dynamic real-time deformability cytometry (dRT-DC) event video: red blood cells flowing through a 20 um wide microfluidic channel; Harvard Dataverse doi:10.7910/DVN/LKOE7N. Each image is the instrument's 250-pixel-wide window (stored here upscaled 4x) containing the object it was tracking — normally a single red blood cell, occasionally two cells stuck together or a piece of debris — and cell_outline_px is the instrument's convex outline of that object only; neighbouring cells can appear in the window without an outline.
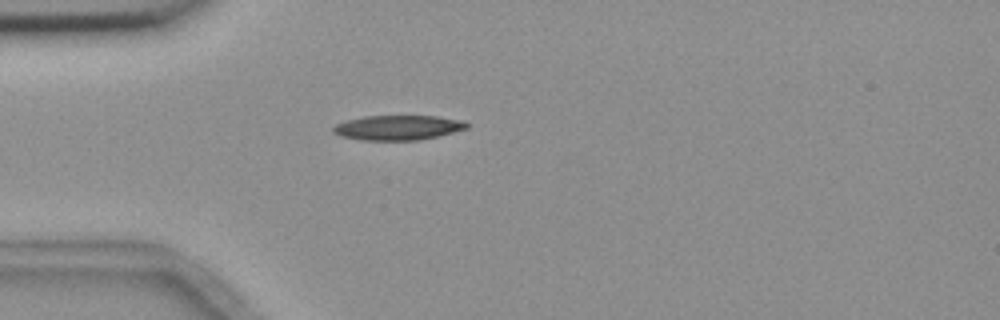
{"species": "common noctule bat (a hibernating species)", "species_latin": "Nyctalus noctula", "temperature_condition": "room temperature", "stored_images_in_passage": 2, "camera_frame_rate_fps": 3000, "um_per_image_px": 0.085, "animal": {"sex": "female", "body_mass_g": 18.4}, "frame": {"image": 1, "passage_image": 1, "time_ms": 0.0, "image_size_px": [1000, 320], "cell_outline_px": [[468, 128], [440, 136], [420, 140], [360, 140], [340, 136], [332, 132], [332, 128], [336, 124], [348, 120], [364, 116], [436, 116], [460, 120], [468, 124]], "centroid_in_image_um": [33.81, 10.85], "position_along_channel_um": 51.2, "area_um2": 19.31}}